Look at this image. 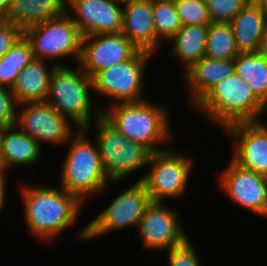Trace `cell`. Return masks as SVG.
<instances>
[{
  "label": "cell",
  "mask_w": 267,
  "mask_h": 266,
  "mask_svg": "<svg viewBox=\"0 0 267 266\" xmlns=\"http://www.w3.org/2000/svg\"><path fill=\"white\" fill-rule=\"evenodd\" d=\"M174 4L182 26L212 23L205 0H175Z\"/></svg>",
  "instance_id": "cell-28"
},
{
  "label": "cell",
  "mask_w": 267,
  "mask_h": 266,
  "mask_svg": "<svg viewBox=\"0 0 267 266\" xmlns=\"http://www.w3.org/2000/svg\"><path fill=\"white\" fill-rule=\"evenodd\" d=\"M95 120L96 143L104 171L111 182H121L128 174L146 168L152 152L129 139L102 115Z\"/></svg>",
  "instance_id": "cell-6"
},
{
  "label": "cell",
  "mask_w": 267,
  "mask_h": 266,
  "mask_svg": "<svg viewBox=\"0 0 267 266\" xmlns=\"http://www.w3.org/2000/svg\"><path fill=\"white\" fill-rule=\"evenodd\" d=\"M16 127L42 143L61 145L72 138V123L47 102H29L18 105ZM21 108V109H20Z\"/></svg>",
  "instance_id": "cell-11"
},
{
  "label": "cell",
  "mask_w": 267,
  "mask_h": 266,
  "mask_svg": "<svg viewBox=\"0 0 267 266\" xmlns=\"http://www.w3.org/2000/svg\"><path fill=\"white\" fill-rule=\"evenodd\" d=\"M11 0H0V20H7Z\"/></svg>",
  "instance_id": "cell-35"
},
{
  "label": "cell",
  "mask_w": 267,
  "mask_h": 266,
  "mask_svg": "<svg viewBox=\"0 0 267 266\" xmlns=\"http://www.w3.org/2000/svg\"><path fill=\"white\" fill-rule=\"evenodd\" d=\"M23 35L29 41L35 59L47 60L50 65L64 66L60 58L73 56L80 60L82 34L69 15L64 14L28 27ZM57 62V63H56Z\"/></svg>",
  "instance_id": "cell-7"
},
{
  "label": "cell",
  "mask_w": 267,
  "mask_h": 266,
  "mask_svg": "<svg viewBox=\"0 0 267 266\" xmlns=\"http://www.w3.org/2000/svg\"><path fill=\"white\" fill-rule=\"evenodd\" d=\"M256 53L267 60V29L265 30L262 38L259 41Z\"/></svg>",
  "instance_id": "cell-33"
},
{
  "label": "cell",
  "mask_w": 267,
  "mask_h": 266,
  "mask_svg": "<svg viewBox=\"0 0 267 266\" xmlns=\"http://www.w3.org/2000/svg\"><path fill=\"white\" fill-rule=\"evenodd\" d=\"M122 4L128 1H132V0H119Z\"/></svg>",
  "instance_id": "cell-39"
},
{
  "label": "cell",
  "mask_w": 267,
  "mask_h": 266,
  "mask_svg": "<svg viewBox=\"0 0 267 266\" xmlns=\"http://www.w3.org/2000/svg\"><path fill=\"white\" fill-rule=\"evenodd\" d=\"M235 72L249 84L256 97L267 107V60L256 52L239 53Z\"/></svg>",
  "instance_id": "cell-24"
},
{
  "label": "cell",
  "mask_w": 267,
  "mask_h": 266,
  "mask_svg": "<svg viewBox=\"0 0 267 266\" xmlns=\"http://www.w3.org/2000/svg\"><path fill=\"white\" fill-rule=\"evenodd\" d=\"M67 0H11L7 20L24 31L66 12Z\"/></svg>",
  "instance_id": "cell-21"
},
{
  "label": "cell",
  "mask_w": 267,
  "mask_h": 266,
  "mask_svg": "<svg viewBox=\"0 0 267 266\" xmlns=\"http://www.w3.org/2000/svg\"><path fill=\"white\" fill-rule=\"evenodd\" d=\"M41 149L35 139L23 133L16 125L0 129L1 158L7 170L36 164Z\"/></svg>",
  "instance_id": "cell-20"
},
{
  "label": "cell",
  "mask_w": 267,
  "mask_h": 266,
  "mask_svg": "<svg viewBox=\"0 0 267 266\" xmlns=\"http://www.w3.org/2000/svg\"><path fill=\"white\" fill-rule=\"evenodd\" d=\"M152 200L141 181L121 192L97 217L89 222L76 235L78 240L84 242L104 236L117 229L138 227Z\"/></svg>",
  "instance_id": "cell-8"
},
{
  "label": "cell",
  "mask_w": 267,
  "mask_h": 266,
  "mask_svg": "<svg viewBox=\"0 0 267 266\" xmlns=\"http://www.w3.org/2000/svg\"><path fill=\"white\" fill-rule=\"evenodd\" d=\"M23 35L9 20H0V57L4 56Z\"/></svg>",
  "instance_id": "cell-32"
},
{
  "label": "cell",
  "mask_w": 267,
  "mask_h": 266,
  "mask_svg": "<svg viewBox=\"0 0 267 266\" xmlns=\"http://www.w3.org/2000/svg\"><path fill=\"white\" fill-rule=\"evenodd\" d=\"M76 69L66 65L55 67L50 77L46 102L77 129L89 131L92 126L91 116L96 115L94 119H98L104 107L99 108L98 103L93 105L90 96L93 91L92 79L80 66Z\"/></svg>",
  "instance_id": "cell-4"
},
{
  "label": "cell",
  "mask_w": 267,
  "mask_h": 266,
  "mask_svg": "<svg viewBox=\"0 0 267 266\" xmlns=\"http://www.w3.org/2000/svg\"><path fill=\"white\" fill-rule=\"evenodd\" d=\"M119 0H67L66 13L82 36L118 34L122 30Z\"/></svg>",
  "instance_id": "cell-15"
},
{
  "label": "cell",
  "mask_w": 267,
  "mask_h": 266,
  "mask_svg": "<svg viewBox=\"0 0 267 266\" xmlns=\"http://www.w3.org/2000/svg\"><path fill=\"white\" fill-rule=\"evenodd\" d=\"M239 53L229 23H211L208 25L205 57L218 60H234Z\"/></svg>",
  "instance_id": "cell-26"
},
{
  "label": "cell",
  "mask_w": 267,
  "mask_h": 266,
  "mask_svg": "<svg viewBox=\"0 0 267 266\" xmlns=\"http://www.w3.org/2000/svg\"><path fill=\"white\" fill-rule=\"evenodd\" d=\"M192 162L191 157L173 148L152 153L147 164L150 168L138 181L146 186L152 202L179 198L188 188Z\"/></svg>",
  "instance_id": "cell-9"
},
{
  "label": "cell",
  "mask_w": 267,
  "mask_h": 266,
  "mask_svg": "<svg viewBox=\"0 0 267 266\" xmlns=\"http://www.w3.org/2000/svg\"><path fill=\"white\" fill-rule=\"evenodd\" d=\"M223 129L239 122L261 121L267 107L236 72L214 86L191 108ZM266 109V110H265Z\"/></svg>",
  "instance_id": "cell-2"
},
{
  "label": "cell",
  "mask_w": 267,
  "mask_h": 266,
  "mask_svg": "<svg viewBox=\"0 0 267 266\" xmlns=\"http://www.w3.org/2000/svg\"><path fill=\"white\" fill-rule=\"evenodd\" d=\"M6 175H0V211L3 208L4 200L6 198Z\"/></svg>",
  "instance_id": "cell-34"
},
{
  "label": "cell",
  "mask_w": 267,
  "mask_h": 266,
  "mask_svg": "<svg viewBox=\"0 0 267 266\" xmlns=\"http://www.w3.org/2000/svg\"><path fill=\"white\" fill-rule=\"evenodd\" d=\"M138 51L122 33L84 36L78 65L92 79L97 73L130 60Z\"/></svg>",
  "instance_id": "cell-14"
},
{
  "label": "cell",
  "mask_w": 267,
  "mask_h": 266,
  "mask_svg": "<svg viewBox=\"0 0 267 266\" xmlns=\"http://www.w3.org/2000/svg\"><path fill=\"white\" fill-rule=\"evenodd\" d=\"M7 169L5 168L2 158H1V152H0V175H6Z\"/></svg>",
  "instance_id": "cell-37"
},
{
  "label": "cell",
  "mask_w": 267,
  "mask_h": 266,
  "mask_svg": "<svg viewBox=\"0 0 267 266\" xmlns=\"http://www.w3.org/2000/svg\"><path fill=\"white\" fill-rule=\"evenodd\" d=\"M137 228L141 244L148 250L168 251L189 238L182 228L178 211L163 202H151Z\"/></svg>",
  "instance_id": "cell-12"
},
{
  "label": "cell",
  "mask_w": 267,
  "mask_h": 266,
  "mask_svg": "<svg viewBox=\"0 0 267 266\" xmlns=\"http://www.w3.org/2000/svg\"><path fill=\"white\" fill-rule=\"evenodd\" d=\"M255 3L259 6L262 14L267 20V0H256Z\"/></svg>",
  "instance_id": "cell-36"
},
{
  "label": "cell",
  "mask_w": 267,
  "mask_h": 266,
  "mask_svg": "<svg viewBox=\"0 0 267 266\" xmlns=\"http://www.w3.org/2000/svg\"><path fill=\"white\" fill-rule=\"evenodd\" d=\"M70 140L63 161L60 187L77 196L84 204L88 196L105 192L111 182L102 165L97 143L89 141L86 129H78ZM75 137V138H74Z\"/></svg>",
  "instance_id": "cell-5"
},
{
  "label": "cell",
  "mask_w": 267,
  "mask_h": 266,
  "mask_svg": "<svg viewBox=\"0 0 267 266\" xmlns=\"http://www.w3.org/2000/svg\"><path fill=\"white\" fill-rule=\"evenodd\" d=\"M153 55L139 50L130 60L97 73L92 78L93 91L107 97L108 106L146 100L142 97L144 72Z\"/></svg>",
  "instance_id": "cell-10"
},
{
  "label": "cell",
  "mask_w": 267,
  "mask_h": 266,
  "mask_svg": "<svg viewBox=\"0 0 267 266\" xmlns=\"http://www.w3.org/2000/svg\"><path fill=\"white\" fill-rule=\"evenodd\" d=\"M168 266H201L199 255L196 254L189 238L180 246L167 251Z\"/></svg>",
  "instance_id": "cell-31"
},
{
  "label": "cell",
  "mask_w": 267,
  "mask_h": 266,
  "mask_svg": "<svg viewBox=\"0 0 267 266\" xmlns=\"http://www.w3.org/2000/svg\"><path fill=\"white\" fill-rule=\"evenodd\" d=\"M121 33L140 51L156 53L153 0L123 3Z\"/></svg>",
  "instance_id": "cell-17"
},
{
  "label": "cell",
  "mask_w": 267,
  "mask_h": 266,
  "mask_svg": "<svg viewBox=\"0 0 267 266\" xmlns=\"http://www.w3.org/2000/svg\"><path fill=\"white\" fill-rule=\"evenodd\" d=\"M240 53L256 52L267 29V20L256 3L247 5L229 23Z\"/></svg>",
  "instance_id": "cell-22"
},
{
  "label": "cell",
  "mask_w": 267,
  "mask_h": 266,
  "mask_svg": "<svg viewBox=\"0 0 267 266\" xmlns=\"http://www.w3.org/2000/svg\"><path fill=\"white\" fill-rule=\"evenodd\" d=\"M18 105L11 88L0 86V129L16 125Z\"/></svg>",
  "instance_id": "cell-30"
},
{
  "label": "cell",
  "mask_w": 267,
  "mask_h": 266,
  "mask_svg": "<svg viewBox=\"0 0 267 266\" xmlns=\"http://www.w3.org/2000/svg\"><path fill=\"white\" fill-rule=\"evenodd\" d=\"M34 59L31 45L22 35L11 49L0 57V86L12 88L20 71Z\"/></svg>",
  "instance_id": "cell-25"
},
{
  "label": "cell",
  "mask_w": 267,
  "mask_h": 266,
  "mask_svg": "<svg viewBox=\"0 0 267 266\" xmlns=\"http://www.w3.org/2000/svg\"><path fill=\"white\" fill-rule=\"evenodd\" d=\"M168 115L166 107L151 103L147 98L140 102L115 103L102 111V116L119 132L152 153L168 149L158 145L173 139Z\"/></svg>",
  "instance_id": "cell-3"
},
{
  "label": "cell",
  "mask_w": 267,
  "mask_h": 266,
  "mask_svg": "<svg viewBox=\"0 0 267 266\" xmlns=\"http://www.w3.org/2000/svg\"><path fill=\"white\" fill-rule=\"evenodd\" d=\"M235 72L234 60H218L202 57L188 70L182 72L181 80L186 82L188 99L192 108L218 82Z\"/></svg>",
  "instance_id": "cell-18"
},
{
  "label": "cell",
  "mask_w": 267,
  "mask_h": 266,
  "mask_svg": "<svg viewBox=\"0 0 267 266\" xmlns=\"http://www.w3.org/2000/svg\"><path fill=\"white\" fill-rule=\"evenodd\" d=\"M153 19L156 31V52L163 40L168 41L182 27L174 1L153 0Z\"/></svg>",
  "instance_id": "cell-27"
},
{
  "label": "cell",
  "mask_w": 267,
  "mask_h": 266,
  "mask_svg": "<svg viewBox=\"0 0 267 266\" xmlns=\"http://www.w3.org/2000/svg\"><path fill=\"white\" fill-rule=\"evenodd\" d=\"M221 190L235 204L267 218V177L245 169L232 159L219 177Z\"/></svg>",
  "instance_id": "cell-13"
},
{
  "label": "cell",
  "mask_w": 267,
  "mask_h": 266,
  "mask_svg": "<svg viewBox=\"0 0 267 266\" xmlns=\"http://www.w3.org/2000/svg\"><path fill=\"white\" fill-rule=\"evenodd\" d=\"M208 25L182 26L169 40L172 41V56L181 62L185 71L205 55Z\"/></svg>",
  "instance_id": "cell-23"
},
{
  "label": "cell",
  "mask_w": 267,
  "mask_h": 266,
  "mask_svg": "<svg viewBox=\"0 0 267 266\" xmlns=\"http://www.w3.org/2000/svg\"><path fill=\"white\" fill-rule=\"evenodd\" d=\"M247 3H255L256 0H245Z\"/></svg>",
  "instance_id": "cell-38"
},
{
  "label": "cell",
  "mask_w": 267,
  "mask_h": 266,
  "mask_svg": "<svg viewBox=\"0 0 267 266\" xmlns=\"http://www.w3.org/2000/svg\"><path fill=\"white\" fill-rule=\"evenodd\" d=\"M60 188V189H59ZM25 185L21 188L25 225L40 240L52 241L75 224L85 204L60 186Z\"/></svg>",
  "instance_id": "cell-1"
},
{
  "label": "cell",
  "mask_w": 267,
  "mask_h": 266,
  "mask_svg": "<svg viewBox=\"0 0 267 266\" xmlns=\"http://www.w3.org/2000/svg\"><path fill=\"white\" fill-rule=\"evenodd\" d=\"M212 23H230L247 5L245 0H205Z\"/></svg>",
  "instance_id": "cell-29"
},
{
  "label": "cell",
  "mask_w": 267,
  "mask_h": 266,
  "mask_svg": "<svg viewBox=\"0 0 267 266\" xmlns=\"http://www.w3.org/2000/svg\"><path fill=\"white\" fill-rule=\"evenodd\" d=\"M224 130L234 141L231 159L239 166L267 177V125L262 121L239 122Z\"/></svg>",
  "instance_id": "cell-16"
},
{
  "label": "cell",
  "mask_w": 267,
  "mask_h": 266,
  "mask_svg": "<svg viewBox=\"0 0 267 266\" xmlns=\"http://www.w3.org/2000/svg\"><path fill=\"white\" fill-rule=\"evenodd\" d=\"M47 63V60L34 59L20 71L11 88L18 104L46 102L50 77L57 66Z\"/></svg>",
  "instance_id": "cell-19"
}]
</instances>
